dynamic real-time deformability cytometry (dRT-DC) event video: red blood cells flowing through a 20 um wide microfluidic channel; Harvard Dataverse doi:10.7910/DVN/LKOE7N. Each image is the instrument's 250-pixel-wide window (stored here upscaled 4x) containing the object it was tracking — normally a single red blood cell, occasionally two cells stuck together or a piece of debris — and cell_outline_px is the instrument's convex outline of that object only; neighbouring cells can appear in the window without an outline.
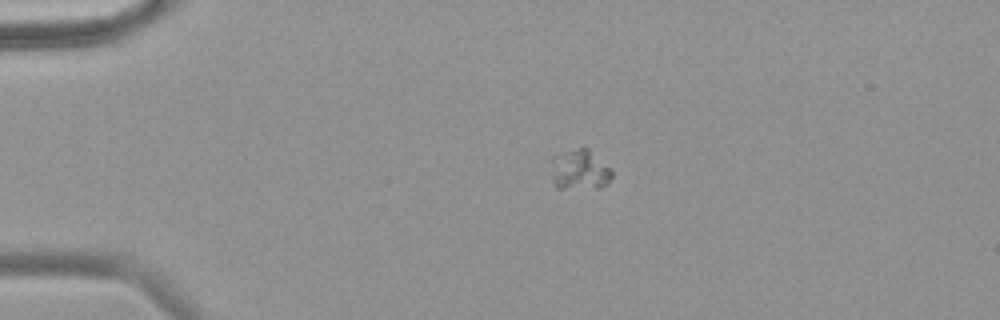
{"species": "common noctule bat (a hibernating species)", "species_latin": "Nyctalus noctula", "temperature_condition": "warm", "stored_images_in_passage": 31, "camera_frame_rate_fps": 3000, "um_per_image_px": 0.085, "animal": {"sex": "female", "body_mass_g": 18.4}, "frame": {"image": 1, "passage_image": 10, "time_ms": 3.0, "image_size_px": [1000, 320], "cell_outline_px": [[612, 176], [600, 188], [556, 188], [552, 180], [552, 156], [564, 152], [580, 148], [588, 148], [612, 168]], "centroid_in_image_um": [49.28, 14.43], "position_along_channel_um": 35.7, "area_um2": 14.22}}